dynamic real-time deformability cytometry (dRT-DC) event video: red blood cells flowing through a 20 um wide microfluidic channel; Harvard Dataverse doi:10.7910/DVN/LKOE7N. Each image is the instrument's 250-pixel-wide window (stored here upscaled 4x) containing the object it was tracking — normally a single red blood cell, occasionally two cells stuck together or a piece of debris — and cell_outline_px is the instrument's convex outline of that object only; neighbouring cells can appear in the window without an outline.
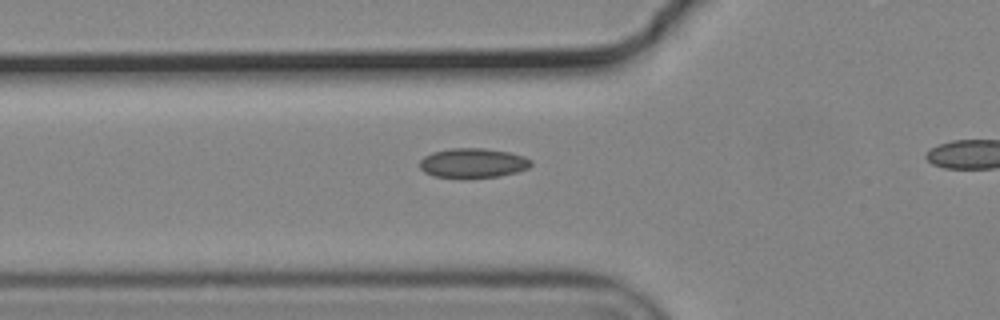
{"species": "common noctule bat (a hibernating species)", "species_latin": "Nyctalus noctula", "temperature_condition": "cold", "stored_images_in_passage": 28, "camera_frame_rate_fps": 3000, "um_per_image_px": 0.085, "animal": {"sex": "male", "body_mass_g": 19.2, "forearm_length_mm": 51.8}, "frame": {"image": 1, "passage_image": 2, "time_ms": 0.333, "image_size_px": [1000, 320], "cell_outline_px": [[532, 164], [528, 168], [516, 172], [500, 176], [464, 180], [460, 180], [432, 176], [424, 172], [420, 168], [420, 160], [424, 156], [432, 152], [452, 148], [484, 148], [508, 152], [524, 156], [532, 160]], "centroid_in_image_um": [40.17, 13.89], "position_along_channel_um": 85.6, "area_um2": 19.83}}
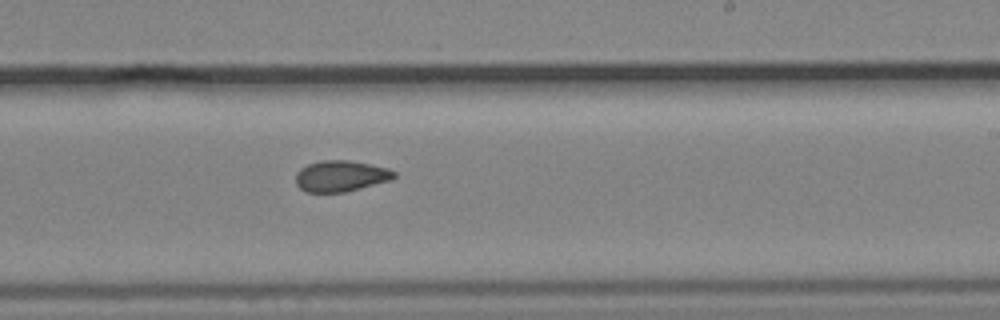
{"frame": {"image": 2, "passage_image": 16, "time_ms": 5.0, "image_size_px": [1000, 320], "cell_outline_px": [[396, 176], [392, 180], [344, 192], [304, 192], [296, 184], [296, 172], [300, 168], [308, 164], [320, 160], [348, 160], [388, 168], [396, 172]], "centroid_in_image_um": [28.95, 14.96], "position_along_channel_um": 260.0, "area_um2": 17.86}}
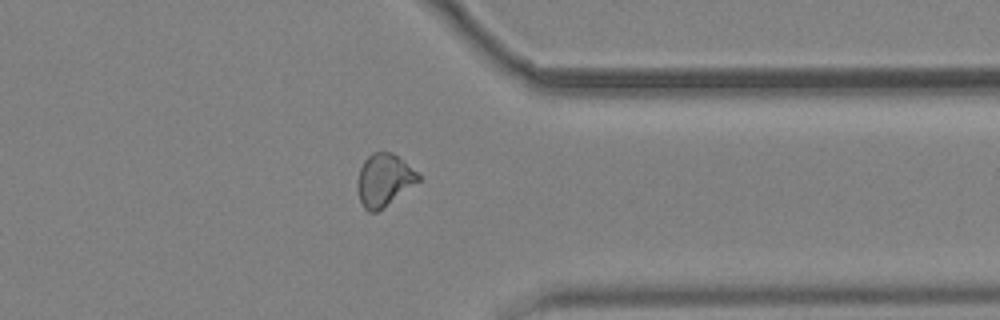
{"frame": {"image": 3, "passage_image": 26, "time_ms": 8.333, "image_size_px": [1000, 320], "cell_outline_px": [[420, 180], [376, 212], [368, 212], [360, 204], [356, 188], [356, 184], [360, 168], [364, 160], [372, 152], [392, 152], [416, 172], [420, 176]], "centroid_in_image_um": [32.58, 15.31], "position_along_channel_um": 378.8, "area_um2": 18.32}}